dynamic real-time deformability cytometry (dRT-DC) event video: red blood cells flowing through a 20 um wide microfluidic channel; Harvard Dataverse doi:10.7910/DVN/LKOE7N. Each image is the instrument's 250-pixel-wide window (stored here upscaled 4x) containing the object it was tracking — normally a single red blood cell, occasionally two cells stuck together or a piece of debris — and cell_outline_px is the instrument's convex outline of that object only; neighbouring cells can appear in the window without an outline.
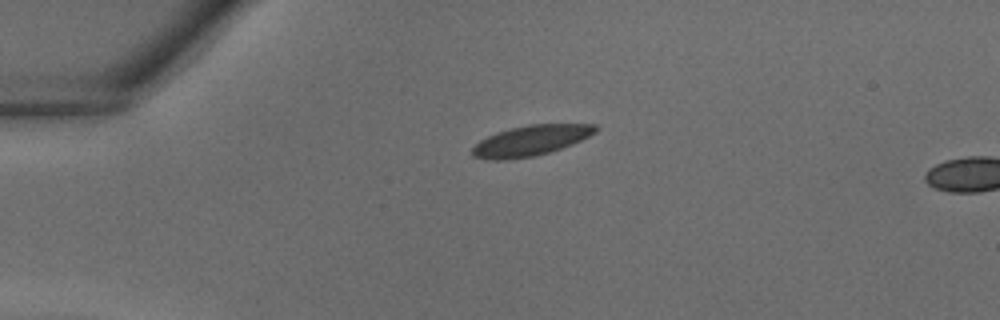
{"species": "common noctule bat (a hibernating species)", "species_latin": "Nyctalus noctula", "temperature_condition": "warm", "stored_images_in_passage": 3, "camera_frame_rate_fps": 3000, "um_per_image_px": 0.085, "animal": {"sex": "male", "body_mass_g": 18.8}, "frame": {"image": 1, "passage_image": 1, "time_ms": 0.0, "image_size_px": [1000, 320], "cell_outline_px": [[600, 128], [596, 132], [572, 144], [536, 156], [508, 160], [488, 160], [472, 156], [472, 148], [480, 140], [496, 132], [528, 124], [596, 124]], "centroid_in_image_um": [45.1, 11.95], "position_along_channel_um": 39.9, "area_um2": 21.85}}